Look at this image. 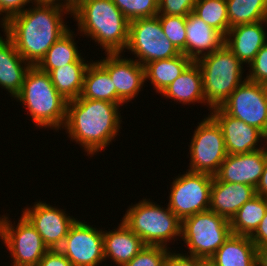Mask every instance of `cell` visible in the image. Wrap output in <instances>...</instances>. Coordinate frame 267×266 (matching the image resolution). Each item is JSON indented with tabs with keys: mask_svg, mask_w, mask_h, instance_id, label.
<instances>
[{
	"mask_svg": "<svg viewBox=\"0 0 267 266\" xmlns=\"http://www.w3.org/2000/svg\"><path fill=\"white\" fill-rule=\"evenodd\" d=\"M193 61L183 53L144 65L145 81L150 80L155 92L161 94Z\"/></svg>",
	"mask_w": 267,
	"mask_h": 266,
	"instance_id": "obj_25",
	"label": "cell"
},
{
	"mask_svg": "<svg viewBox=\"0 0 267 266\" xmlns=\"http://www.w3.org/2000/svg\"><path fill=\"white\" fill-rule=\"evenodd\" d=\"M201 266H212L208 261H205Z\"/></svg>",
	"mask_w": 267,
	"mask_h": 266,
	"instance_id": "obj_45",
	"label": "cell"
},
{
	"mask_svg": "<svg viewBox=\"0 0 267 266\" xmlns=\"http://www.w3.org/2000/svg\"><path fill=\"white\" fill-rule=\"evenodd\" d=\"M112 82L109 74L92 60L85 72L80 97L116 103V88Z\"/></svg>",
	"mask_w": 267,
	"mask_h": 266,
	"instance_id": "obj_27",
	"label": "cell"
},
{
	"mask_svg": "<svg viewBox=\"0 0 267 266\" xmlns=\"http://www.w3.org/2000/svg\"><path fill=\"white\" fill-rule=\"evenodd\" d=\"M120 221L140 237L145 245L169 248V242L181 238L182 221L168 205L165 208L150 199L143 198L130 205Z\"/></svg>",
	"mask_w": 267,
	"mask_h": 266,
	"instance_id": "obj_5",
	"label": "cell"
},
{
	"mask_svg": "<svg viewBox=\"0 0 267 266\" xmlns=\"http://www.w3.org/2000/svg\"><path fill=\"white\" fill-rule=\"evenodd\" d=\"M178 174L171 184L169 209L182 221L184 218L208 211L213 175L187 170Z\"/></svg>",
	"mask_w": 267,
	"mask_h": 266,
	"instance_id": "obj_10",
	"label": "cell"
},
{
	"mask_svg": "<svg viewBox=\"0 0 267 266\" xmlns=\"http://www.w3.org/2000/svg\"><path fill=\"white\" fill-rule=\"evenodd\" d=\"M76 35L68 30L47 51L44 58L37 65L42 71L50 72L67 64L75 63L82 56L75 43Z\"/></svg>",
	"mask_w": 267,
	"mask_h": 266,
	"instance_id": "obj_29",
	"label": "cell"
},
{
	"mask_svg": "<svg viewBox=\"0 0 267 266\" xmlns=\"http://www.w3.org/2000/svg\"><path fill=\"white\" fill-rule=\"evenodd\" d=\"M33 0H0V19L1 26L4 25L11 17L25 11Z\"/></svg>",
	"mask_w": 267,
	"mask_h": 266,
	"instance_id": "obj_37",
	"label": "cell"
},
{
	"mask_svg": "<svg viewBox=\"0 0 267 266\" xmlns=\"http://www.w3.org/2000/svg\"><path fill=\"white\" fill-rule=\"evenodd\" d=\"M266 27L267 20L234 26L225 35L224 45L243 64L249 66L258 51L267 43Z\"/></svg>",
	"mask_w": 267,
	"mask_h": 266,
	"instance_id": "obj_18",
	"label": "cell"
},
{
	"mask_svg": "<svg viewBox=\"0 0 267 266\" xmlns=\"http://www.w3.org/2000/svg\"><path fill=\"white\" fill-rule=\"evenodd\" d=\"M171 251L172 249L167 256L165 266H201L206 261L199 257L187 255L186 253L183 254V252L179 253V251H175L178 252L175 253Z\"/></svg>",
	"mask_w": 267,
	"mask_h": 266,
	"instance_id": "obj_38",
	"label": "cell"
},
{
	"mask_svg": "<svg viewBox=\"0 0 267 266\" xmlns=\"http://www.w3.org/2000/svg\"><path fill=\"white\" fill-rule=\"evenodd\" d=\"M247 67L250 68L246 75L247 80L267 85V43Z\"/></svg>",
	"mask_w": 267,
	"mask_h": 266,
	"instance_id": "obj_35",
	"label": "cell"
},
{
	"mask_svg": "<svg viewBox=\"0 0 267 266\" xmlns=\"http://www.w3.org/2000/svg\"><path fill=\"white\" fill-rule=\"evenodd\" d=\"M59 250L74 266L103 264V230L76 219Z\"/></svg>",
	"mask_w": 267,
	"mask_h": 266,
	"instance_id": "obj_13",
	"label": "cell"
},
{
	"mask_svg": "<svg viewBox=\"0 0 267 266\" xmlns=\"http://www.w3.org/2000/svg\"><path fill=\"white\" fill-rule=\"evenodd\" d=\"M193 12L224 36L230 29L226 0H197Z\"/></svg>",
	"mask_w": 267,
	"mask_h": 266,
	"instance_id": "obj_31",
	"label": "cell"
},
{
	"mask_svg": "<svg viewBox=\"0 0 267 266\" xmlns=\"http://www.w3.org/2000/svg\"><path fill=\"white\" fill-rule=\"evenodd\" d=\"M221 108L228 115L259 129L267 137V85L246 79Z\"/></svg>",
	"mask_w": 267,
	"mask_h": 266,
	"instance_id": "obj_12",
	"label": "cell"
},
{
	"mask_svg": "<svg viewBox=\"0 0 267 266\" xmlns=\"http://www.w3.org/2000/svg\"><path fill=\"white\" fill-rule=\"evenodd\" d=\"M129 20L151 18L158 15L159 0H112Z\"/></svg>",
	"mask_w": 267,
	"mask_h": 266,
	"instance_id": "obj_33",
	"label": "cell"
},
{
	"mask_svg": "<svg viewBox=\"0 0 267 266\" xmlns=\"http://www.w3.org/2000/svg\"><path fill=\"white\" fill-rule=\"evenodd\" d=\"M33 2L36 4L56 5L67 9V0H33Z\"/></svg>",
	"mask_w": 267,
	"mask_h": 266,
	"instance_id": "obj_43",
	"label": "cell"
},
{
	"mask_svg": "<svg viewBox=\"0 0 267 266\" xmlns=\"http://www.w3.org/2000/svg\"><path fill=\"white\" fill-rule=\"evenodd\" d=\"M267 211V198L255 195L247 201L230 220L234 235L251 236Z\"/></svg>",
	"mask_w": 267,
	"mask_h": 266,
	"instance_id": "obj_28",
	"label": "cell"
},
{
	"mask_svg": "<svg viewBox=\"0 0 267 266\" xmlns=\"http://www.w3.org/2000/svg\"><path fill=\"white\" fill-rule=\"evenodd\" d=\"M119 103L105 100L81 98L67 103L66 120L62 129L72 142H76L87 153L94 156L105 151L119 134L123 122Z\"/></svg>",
	"mask_w": 267,
	"mask_h": 266,
	"instance_id": "obj_2",
	"label": "cell"
},
{
	"mask_svg": "<svg viewBox=\"0 0 267 266\" xmlns=\"http://www.w3.org/2000/svg\"><path fill=\"white\" fill-rule=\"evenodd\" d=\"M72 16L77 21V31L102 46L105 54L125 51L129 20L112 0H82Z\"/></svg>",
	"mask_w": 267,
	"mask_h": 266,
	"instance_id": "obj_3",
	"label": "cell"
},
{
	"mask_svg": "<svg viewBox=\"0 0 267 266\" xmlns=\"http://www.w3.org/2000/svg\"><path fill=\"white\" fill-rule=\"evenodd\" d=\"M255 195V188L248 184L223 182L214 176L209 210L231 220Z\"/></svg>",
	"mask_w": 267,
	"mask_h": 266,
	"instance_id": "obj_20",
	"label": "cell"
},
{
	"mask_svg": "<svg viewBox=\"0 0 267 266\" xmlns=\"http://www.w3.org/2000/svg\"><path fill=\"white\" fill-rule=\"evenodd\" d=\"M257 266H267V245L257 248Z\"/></svg>",
	"mask_w": 267,
	"mask_h": 266,
	"instance_id": "obj_42",
	"label": "cell"
},
{
	"mask_svg": "<svg viewBox=\"0 0 267 266\" xmlns=\"http://www.w3.org/2000/svg\"><path fill=\"white\" fill-rule=\"evenodd\" d=\"M255 191L257 195L267 198V147L265 148L264 170Z\"/></svg>",
	"mask_w": 267,
	"mask_h": 266,
	"instance_id": "obj_41",
	"label": "cell"
},
{
	"mask_svg": "<svg viewBox=\"0 0 267 266\" xmlns=\"http://www.w3.org/2000/svg\"><path fill=\"white\" fill-rule=\"evenodd\" d=\"M14 99L28 109L29 118L37 128L55 131L63 128L68 101L57 91L48 72L38 66L29 68L22 89Z\"/></svg>",
	"mask_w": 267,
	"mask_h": 266,
	"instance_id": "obj_4",
	"label": "cell"
},
{
	"mask_svg": "<svg viewBox=\"0 0 267 266\" xmlns=\"http://www.w3.org/2000/svg\"><path fill=\"white\" fill-rule=\"evenodd\" d=\"M202 73L203 94L210 110L221 107L247 78L243 63L225 46L195 61Z\"/></svg>",
	"mask_w": 267,
	"mask_h": 266,
	"instance_id": "obj_6",
	"label": "cell"
},
{
	"mask_svg": "<svg viewBox=\"0 0 267 266\" xmlns=\"http://www.w3.org/2000/svg\"><path fill=\"white\" fill-rule=\"evenodd\" d=\"M113 230L103 231L104 258L117 266H125L146 245L122 221Z\"/></svg>",
	"mask_w": 267,
	"mask_h": 266,
	"instance_id": "obj_22",
	"label": "cell"
},
{
	"mask_svg": "<svg viewBox=\"0 0 267 266\" xmlns=\"http://www.w3.org/2000/svg\"><path fill=\"white\" fill-rule=\"evenodd\" d=\"M65 212L40 200L22 210L48 249H59L62 246L69 228L77 219Z\"/></svg>",
	"mask_w": 267,
	"mask_h": 266,
	"instance_id": "obj_15",
	"label": "cell"
},
{
	"mask_svg": "<svg viewBox=\"0 0 267 266\" xmlns=\"http://www.w3.org/2000/svg\"><path fill=\"white\" fill-rule=\"evenodd\" d=\"M232 235L230 220L213 211H204L182 220L181 239L189 255L208 261Z\"/></svg>",
	"mask_w": 267,
	"mask_h": 266,
	"instance_id": "obj_7",
	"label": "cell"
},
{
	"mask_svg": "<svg viewBox=\"0 0 267 266\" xmlns=\"http://www.w3.org/2000/svg\"><path fill=\"white\" fill-rule=\"evenodd\" d=\"M166 38L186 56V16L157 15Z\"/></svg>",
	"mask_w": 267,
	"mask_h": 266,
	"instance_id": "obj_32",
	"label": "cell"
},
{
	"mask_svg": "<svg viewBox=\"0 0 267 266\" xmlns=\"http://www.w3.org/2000/svg\"><path fill=\"white\" fill-rule=\"evenodd\" d=\"M162 97L169 98L174 102L190 105L195 102L204 104L202 73L199 65L192 62L186 70L174 80L162 93Z\"/></svg>",
	"mask_w": 267,
	"mask_h": 266,
	"instance_id": "obj_24",
	"label": "cell"
},
{
	"mask_svg": "<svg viewBox=\"0 0 267 266\" xmlns=\"http://www.w3.org/2000/svg\"><path fill=\"white\" fill-rule=\"evenodd\" d=\"M4 37L0 36V87L15 98L31 65L17 52L13 41L6 34Z\"/></svg>",
	"mask_w": 267,
	"mask_h": 266,
	"instance_id": "obj_21",
	"label": "cell"
},
{
	"mask_svg": "<svg viewBox=\"0 0 267 266\" xmlns=\"http://www.w3.org/2000/svg\"><path fill=\"white\" fill-rule=\"evenodd\" d=\"M250 238L257 248L267 245V211L258 228Z\"/></svg>",
	"mask_w": 267,
	"mask_h": 266,
	"instance_id": "obj_40",
	"label": "cell"
},
{
	"mask_svg": "<svg viewBox=\"0 0 267 266\" xmlns=\"http://www.w3.org/2000/svg\"><path fill=\"white\" fill-rule=\"evenodd\" d=\"M83 56L75 63L67 64L51 70L48 74L57 91L67 100L81 95L85 72L92 61L84 60Z\"/></svg>",
	"mask_w": 267,
	"mask_h": 266,
	"instance_id": "obj_26",
	"label": "cell"
},
{
	"mask_svg": "<svg viewBox=\"0 0 267 266\" xmlns=\"http://www.w3.org/2000/svg\"><path fill=\"white\" fill-rule=\"evenodd\" d=\"M230 28L267 20V0H226Z\"/></svg>",
	"mask_w": 267,
	"mask_h": 266,
	"instance_id": "obj_30",
	"label": "cell"
},
{
	"mask_svg": "<svg viewBox=\"0 0 267 266\" xmlns=\"http://www.w3.org/2000/svg\"><path fill=\"white\" fill-rule=\"evenodd\" d=\"M208 262L212 266H257V247L250 236L232 234Z\"/></svg>",
	"mask_w": 267,
	"mask_h": 266,
	"instance_id": "obj_23",
	"label": "cell"
},
{
	"mask_svg": "<svg viewBox=\"0 0 267 266\" xmlns=\"http://www.w3.org/2000/svg\"><path fill=\"white\" fill-rule=\"evenodd\" d=\"M32 7L11 17L1 28L22 58L37 66L50 47L70 29L63 18L72 13L56 5L32 3Z\"/></svg>",
	"mask_w": 267,
	"mask_h": 266,
	"instance_id": "obj_1",
	"label": "cell"
},
{
	"mask_svg": "<svg viewBox=\"0 0 267 266\" xmlns=\"http://www.w3.org/2000/svg\"><path fill=\"white\" fill-rule=\"evenodd\" d=\"M170 248L146 245L125 266H165Z\"/></svg>",
	"mask_w": 267,
	"mask_h": 266,
	"instance_id": "obj_34",
	"label": "cell"
},
{
	"mask_svg": "<svg viewBox=\"0 0 267 266\" xmlns=\"http://www.w3.org/2000/svg\"><path fill=\"white\" fill-rule=\"evenodd\" d=\"M122 53H106L96 62L109 74L116 88V103L124 105L138 97L145 81L144 66Z\"/></svg>",
	"mask_w": 267,
	"mask_h": 266,
	"instance_id": "obj_14",
	"label": "cell"
},
{
	"mask_svg": "<svg viewBox=\"0 0 267 266\" xmlns=\"http://www.w3.org/2000/svg\"><path fill=\"white\" fill-rule=\"evenodd\" d=\"M264 164L265 147L250 153L227 154L214 176L219 181L248 184L256 188L263 173Z\"/></svg>",
	"mask_w": 267,
	"mask_h": 266,
	"instance_id": "obj_17",
	"label": "cell"
},
{
	"mask_svg": "<svg viewBox=\"0 0 267 266\" xmlns=\"http://www.w3.org/2000/svg\"><path fill=\"white\" fill-rule=\"evenodd\" d=\"M6 215L0 216V239L12 257L11 266H37L49 250L42 237L23 214L17 225Z\"/></svg>",
	"mask_w": 267,
	"mask_h": 266,
	"instance_id": "obj_9",
	"label": "cell"
},
{
	"mask_svg": "<svg viewBox=\"0 0 267 266\" xmlns=\"http://www.w3.org/2000/svg\"><path fill=\"white\" fill-rule=\"evenodd\" d=\"M37 266H74L59 249H49Z\"/></svg>",
	"mask_w": 267,
	"mask_h": 266,
	"instance_id": "obj_39",
	"label": "cell"
},
{
	"mask_svg": "<svg viewBox=\"0 0 267 266\" xmlns=\"http://www.w3.org/2000/svg\"><path fill=\"white\" fill-rule=\"evenodd\" d=\"M131 52L142 66L168 59L181 52L166 38L157 16L129 21L128 43L124 52Z\"/></svg>",
	"mask_w": 267,
	"mask_h": 266,
	"instance_id": "obj_8",
	"label": "cell"
},
{
	"mask_svg": "<svg viewBox=\"0 0 267 266\" xmlns=\"http://www.w3.org/2000/svg\"><path fill=\"white\" fill-rule=\"evenodd\" d=\"M209 115L222 130L227 154H244L264 148L259 142L267 141V137L259 129L228 115L221 107L211 109Z\"/></svg>",
	"mask_w": 267,
	"mask_h": 266,
	"instance_id": "obj_16",
	"label": "cell"
},
{
	"mask_svg": "<svg viewBox=\"0 0 267 266\" xmlns=\"http://www.w3.org/2000/svg\"><path fill=\"white\" fill-rule=\"evenodd\" d=\"M194 129L189 145V171L215 175L227 157L220 126L208 114Z\"/></svg>",
	"mask_w": 267,
	"mask_h": 266,
	"instance_id": "obj_11",
	"label": "cell"
},
{
	"mask_svg": "<svg viewBox=\"0 0 267 266\" xmlns=\"http://www.w3.org/2000/svg\"><path fill=\"white\" fill-rule=\"evenodd\" d=\"M224 42L225 36L193 11L186 16V56L192 61L220 49Z\"/></svg>",
	"mask_w": 267,
	"mask_h": 266,
	"instance_id": "obj_19",
	"label": "cell"
},
{
	"mask_svg": "<svg viewBox=\"0 0 267 266\" xmlns=\"http://www.w3.org/2000/svg\"><path fill=\"white\" fill-rule=\"evenodd\" d=\"M197 0H159L158 15L187 16Z\"/></svg>",
	"mask_w": 267,
	"mask_h": 266,
	"instance_id": "obj_36",
	"label": "cell"
},
{
	"mask_svg": "<svg viewBox=\"0 0 267 266\" xmlns=\"http://www.w3.org/2000/svg\"><path fill=\"white\" fill-rule=\"evenodd\" d=\"M82 0H67V10L71 13L73 12L74 8L81 2Z\"/></svg>",
	"mask_w": 267,
	"mask_h": 266,
	"instance_id": "obj_44",
	"label": "cell"
}]
</instances>
